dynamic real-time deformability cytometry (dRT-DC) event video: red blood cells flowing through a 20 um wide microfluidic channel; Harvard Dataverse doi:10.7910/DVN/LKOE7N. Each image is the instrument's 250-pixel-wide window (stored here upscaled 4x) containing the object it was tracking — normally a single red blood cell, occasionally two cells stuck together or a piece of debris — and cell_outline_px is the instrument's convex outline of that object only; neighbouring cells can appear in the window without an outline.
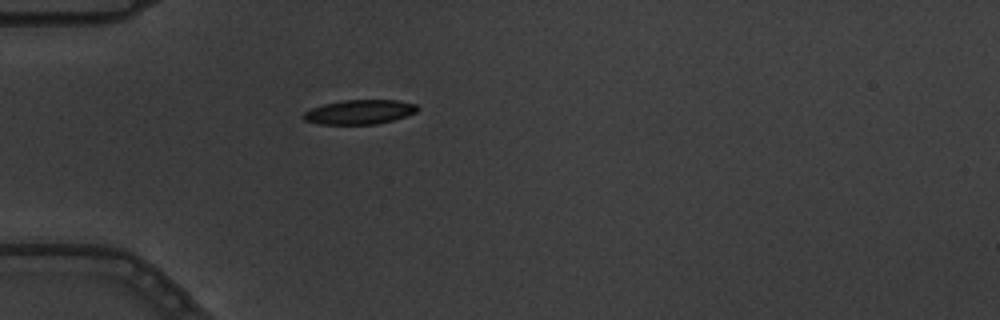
{"species": "common noctule bat (a hibernating species)", "species_latin": "Nyctalus noctula", "temperature_condition": "warm", "stored_images_in_passage": 1, "camera_frame_rate_fps": 3000, "um_per_image_px": 0.085, "animal": {"sex": "male", "body_mass_g": 19.5, "forearm_length_mm": 54.6}, "frame": {"image": 1, "passage_image": 1, "time_ms": 0.0, "image_size_px": [1000, 320], "cell_outline_px": [[420, 108], [416, 112], [392, 120], [376, 124], [320, 124], [304, 120], [300, 116], [304, 112], [312, 108], [324, 104], [344, 100], [396, 100], [416, 104]], "centroid_in_image_um": [30.54, 9.52], "position_along_channel_um": 54.5, "area_um2": 16.13}}